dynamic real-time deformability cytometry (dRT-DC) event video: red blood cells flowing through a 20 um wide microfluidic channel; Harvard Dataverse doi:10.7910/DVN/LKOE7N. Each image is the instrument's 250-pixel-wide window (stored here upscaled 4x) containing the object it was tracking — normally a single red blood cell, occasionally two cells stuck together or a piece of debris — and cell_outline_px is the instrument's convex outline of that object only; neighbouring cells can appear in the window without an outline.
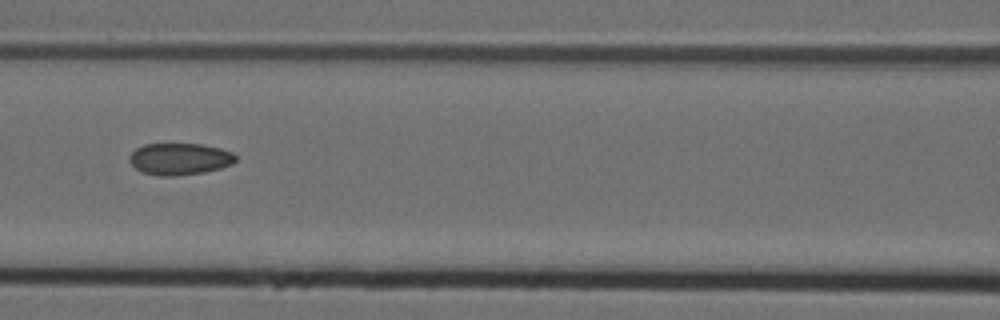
{"species": "Egyptian fruit bat (a non-hibernating species)", "species_latin": "Rousettus aegyptiacus", "temperature_condition": "cold", "stored_images_in_passage": 9, "segment_of_instrument_passage": [1, 2], "camera_frame_rate_fps": 3000, "um_per_image_px": 0.085, "animal": {"sex": "female"}, "frame": {"image": 1, "passage_image": 7, "time_ms": 2.0, "image_size_px": [1000, 320], "cell_outline_px": [[236, 160], [232, 164], [220, 168], [204, 172], [176, 176], [160, 176], [140, 172], [128, 160], [128, 156], [136, 148], [144, 144], [200, 144], [220, 148], [232, 152], [236, 156]], "centroid_in_image_um": [15.25, 13.51], "position_along_channel_um": 151.4, "area_um2": 19.77}}
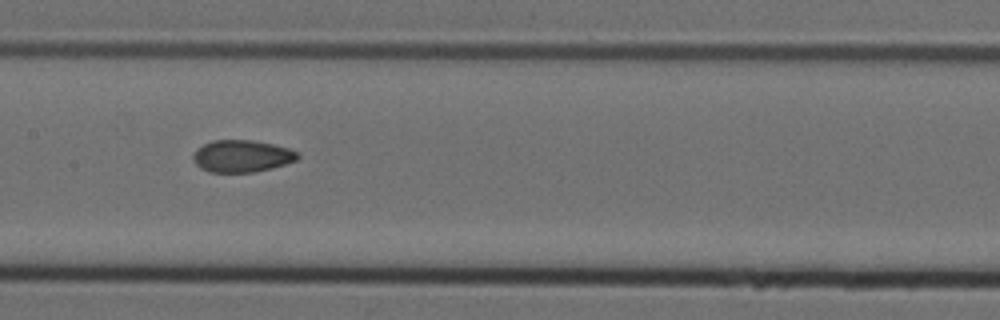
{"frame": {"image": 2, "passage_image": 8, "time_ms": 2.333, "image_size_px": [1000, 320], "cell_outline_px": [[300, 156], [296, 160], [272, 168], [252, 172], [208, 172], [200, 168], [196, 164], [192, 156], [196, 148], [212, 140], [252, 140], [272, 144], [288, 148], [300, 152]], "centroid_in_image_um": [20.55, 13.26], "position_along_channel_um": 186.9, "area_um2": 19.59}}